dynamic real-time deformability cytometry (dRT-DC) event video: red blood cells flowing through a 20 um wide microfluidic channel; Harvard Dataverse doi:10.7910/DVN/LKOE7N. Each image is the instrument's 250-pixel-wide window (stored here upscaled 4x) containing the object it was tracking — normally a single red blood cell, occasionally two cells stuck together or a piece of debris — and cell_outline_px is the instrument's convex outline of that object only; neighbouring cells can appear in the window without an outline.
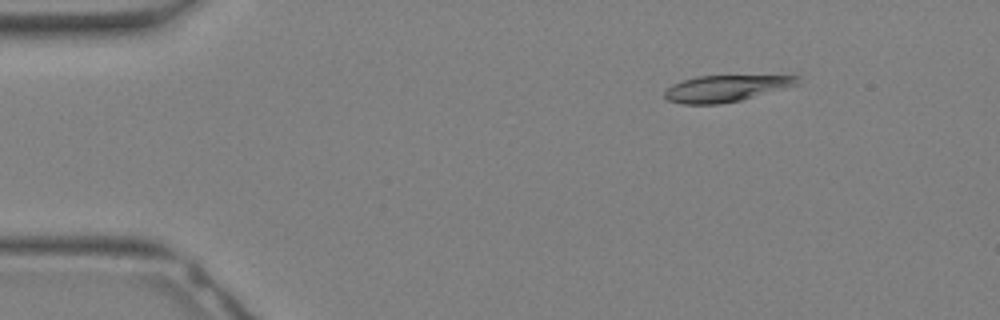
{"species": "Egyptian fruit bat (a non-hibernating species)", "species_latin": "Rousettus aegyptiacus", "temperature_condition": "warm", "stored_images_in_passage": 16, "camera_frame_rate_fps": 3000, "um_per_image_px": 0.085, "animal": {"sex": "female"}, "frame": {"image": 1, "passage_image": 5, "time_ms": 1.333, "image_size_px": [1000, 320], "cell_outline_px": [[800, 76], [796, 84], [740, 100], [720, 104], [680, 104], [668, 100], [664, 96], [664, 92], [672, 84], [696, 76]], "centroid_in_image_um": [61.59, 7.52], "position_along_channel_um": 23.4, "area_um2": 19.94}}
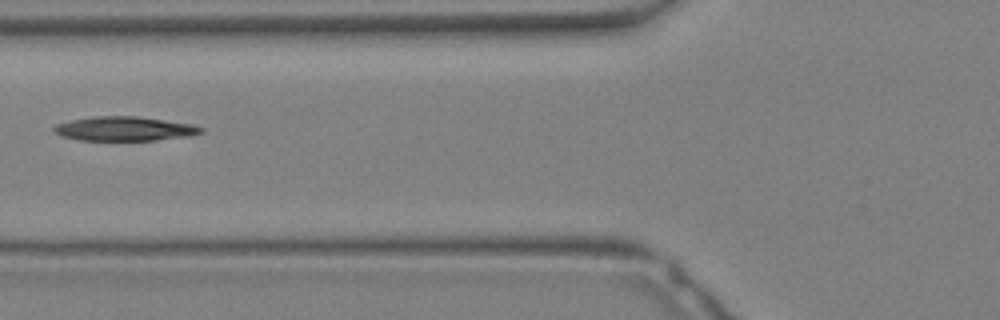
{"frame": {"image": 2, "passage_image": 13, "time_ms": 4.0, "image_size_px": [1000, 320], "cell_outline_px": [[204, 132], [192, 136], [156, 140], [80, 140], [60, 136], [52, 132], [52, 128], [56, 124], [72, 120], [92, 116], [136, 116], [192, 124], [204, 128]], "centroid_in_image_um": [10.58, 10.95], "position_along_channel_um": 115.2, "area_um2": 20.92}}
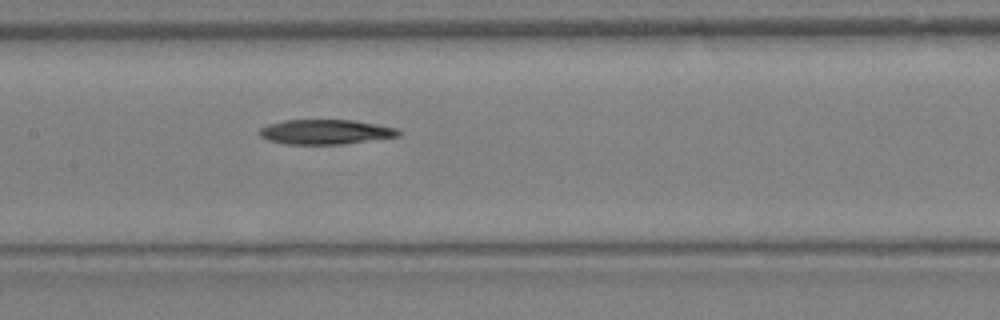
{"frame": {"image": 3, "passage_image": 16, "time_ms": 5.0, "image_size_px": [1000, 320], "cell_outline_px": [[400, 136], [344, 144], [288, 144], [268, 140], [260, 136], [260, 128], [268, 124], [284, 120], [356, 120], [396, 128], [400, 132]], "centroid_in_image_um": [27.67, 11.21], "position_along_channel_um": 179.7, "area_um2": 20.0}}